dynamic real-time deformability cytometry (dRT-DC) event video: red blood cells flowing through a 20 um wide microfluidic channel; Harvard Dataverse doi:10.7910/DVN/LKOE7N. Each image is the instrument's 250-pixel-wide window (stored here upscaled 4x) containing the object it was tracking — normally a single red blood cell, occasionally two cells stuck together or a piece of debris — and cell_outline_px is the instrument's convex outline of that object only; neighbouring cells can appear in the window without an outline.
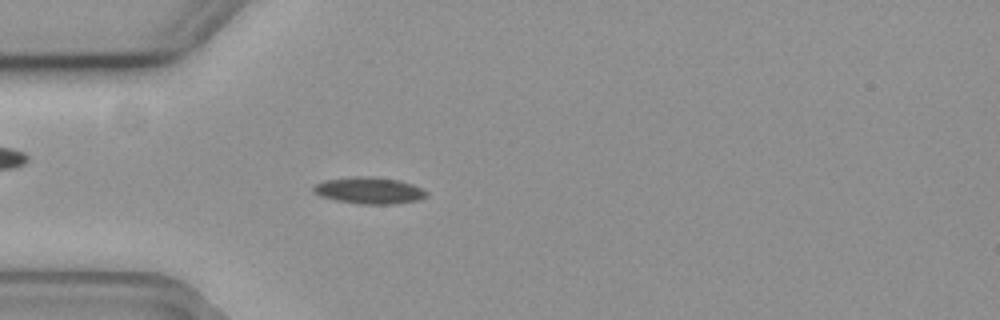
{"species": "common noctule bat (a hibernating species)", "species_latin": "Nyctalus noctula", "temperature_condition": "cold", "stored_images_in_passage": 50, "camera_frame_rate_fps": 3000, "um_per_image_px": 0.085, "animal": {"sex": "female", "body_mass_g": 19.3, "forearm_length_mm": 54.1}, "frame": {"image": 1, "passage_image": 10, "time_ms": 3.0, "image_size_px": [1000, 320], "cell_outline_px": [[428, 196], [416, 200], [392, 204], [360, 204], [336, 200], [320, 196], [312, 188], [316, 184], [324, 180], [356, 176], [372, 176], [396, 180], [412, 184], [428, 192]], "centroid_in_image_um": [31.38, 16.19], "position_along_channel_um": 53.6, "area_um2": 17.34}}
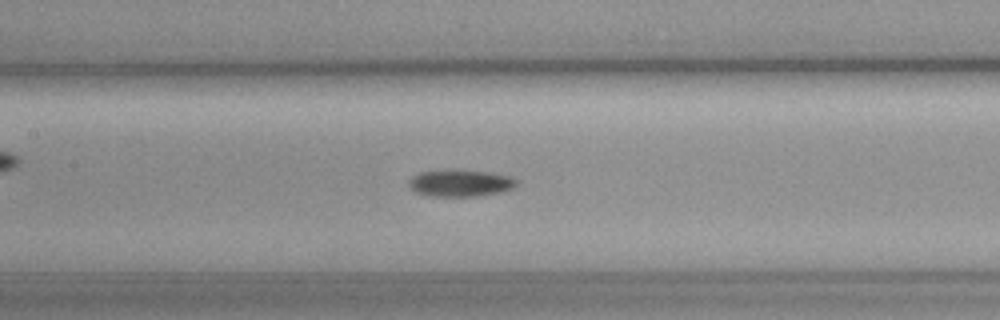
{"frame": {"image": 2, "passage_image": 20, "time_ms": 6.333, "image_size_px": [1000, 320], "cell_outline_px": [[516, 184], [512, 188], [500, 192], [476, 196], [428, 196], [416, 192], [408, 184], [408, 180], [412, 176], [420, 172], [492, 172], [512, 176], [516, 180]], "centroid_in_image_um": [39.14, 15.6], "position_along_channel_um": 168.3, "area_um2": 16.18}}
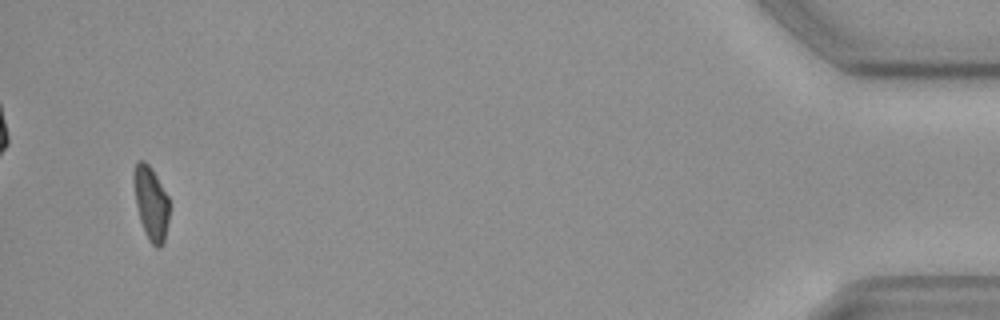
{"frame": {"image": 3, "passage_image": 48, "time_ms": 15.667, "image_size_px": [1000, 320], "cell_outline_px": [[168, 220], [164, 244], [160, 248], [156, 248], [148, 240], [140, 220], [136, 204], [132, 180], [132, 172], [136, 160], [144, 160], [152, 168], [168, 196]], "centroid_in_image_um": [12.81, 17.24], "position_along_channel_um": 422.4, "area_um2": 15.49}}